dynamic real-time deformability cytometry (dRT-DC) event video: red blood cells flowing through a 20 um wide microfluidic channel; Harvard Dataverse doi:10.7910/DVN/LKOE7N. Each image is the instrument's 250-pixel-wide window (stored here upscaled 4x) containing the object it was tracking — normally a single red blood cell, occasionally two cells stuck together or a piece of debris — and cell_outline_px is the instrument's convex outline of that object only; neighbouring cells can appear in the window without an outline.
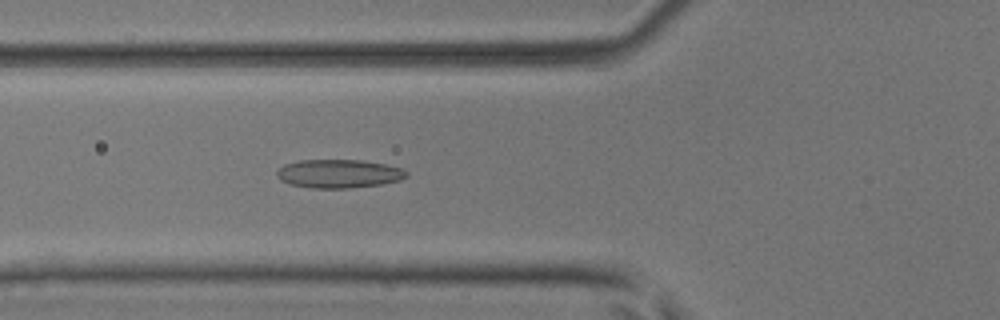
{"species": "common noctule bat (a hibernating species)", "species_latin": "Nyctalus noctula", "temperature_condition": "room temperature", "stored_images_in_passage": 4, "camera_frame_rate_fps": 3000, "um_per_image_px": 0.085, "animal": {"sex": "male", "body_mass_g": 17.9, "forearm_length_mm": 54.2}, "frame": {"image": 1, "passage_image": 4, "time_ms": 1.0, "image_size_px": [1000, 320], "cell_outline_px": [[408, 176], [400, 180], [380, 184], [348, 188], [312, 188], [292, 184], [280, 180], [276, 176], [276, 172], [284, 164], [300, 160], [360, 160], [384, 164], [404, 168], [408, 172]], "centroid_in_image_um": [28.81, 14.76], "position_along_channel_um": 97.0, "area_um2": 21.5}}